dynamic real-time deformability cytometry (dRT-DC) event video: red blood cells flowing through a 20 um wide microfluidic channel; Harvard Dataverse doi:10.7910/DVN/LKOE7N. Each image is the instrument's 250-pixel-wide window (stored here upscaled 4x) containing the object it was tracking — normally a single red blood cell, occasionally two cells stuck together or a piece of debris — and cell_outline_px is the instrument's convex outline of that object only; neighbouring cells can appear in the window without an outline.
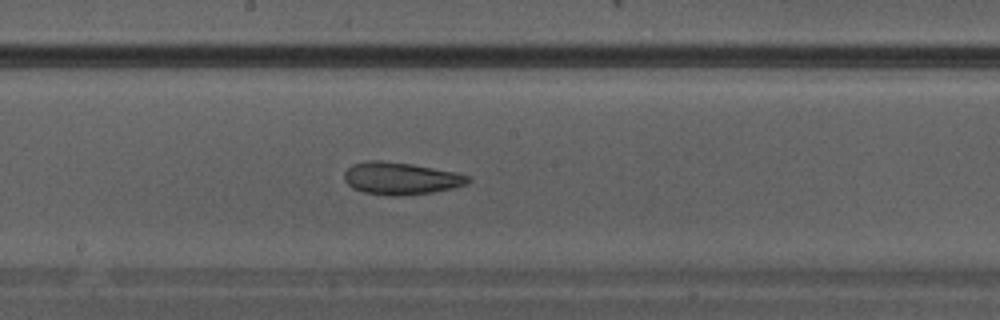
{"species": "Egyptian fruit bat (a non-hibernating species)", "species_latin": "Rousettus aegyptiacus", "temperature_condition": "warm", "stored_images_in_passage": 17, "camera_frame_rate_fps": 3000, "um_per_image_px": 0.085, "animal": {"sex": "male"}, "frame": {"image": 1, "passage_image": 15, "time_ms": 4.667, "image_size_px": [1000, 320], "cell_outline_px": [[472, 180], [464, 184], [452, 188], [432, 192], [404, 196], [388, 196], [364, 192], [352, 188], [344, 180], [344, 172], [352, 164], [368, 160], [380, 160], [412, 164], [456, 172], [472, 176]], "centroid_in_image_um": [34.06, 15.16], "position_along_channel_um": 214.1, "area_um2": 23.47}}
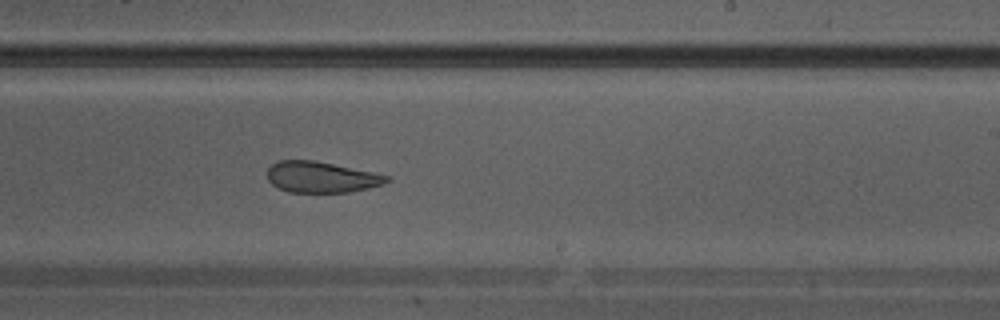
{"frame": {"image": 2, "passage_image": 17, "time_ms": 5.333, "image_size_px": [1000, 320], "cell_outline_px": [[392, 180], [384, 184], [368, 188], [348, 192], [288, 192], [272, 184], [268, 180], [268, 168], [276, 160], [312, 160], [372, 172], [388, 176]], "centroid_in_image_um": [27.3, 15.05], "position_along_channel_um": 261.7, "area_um2": 21.39}}